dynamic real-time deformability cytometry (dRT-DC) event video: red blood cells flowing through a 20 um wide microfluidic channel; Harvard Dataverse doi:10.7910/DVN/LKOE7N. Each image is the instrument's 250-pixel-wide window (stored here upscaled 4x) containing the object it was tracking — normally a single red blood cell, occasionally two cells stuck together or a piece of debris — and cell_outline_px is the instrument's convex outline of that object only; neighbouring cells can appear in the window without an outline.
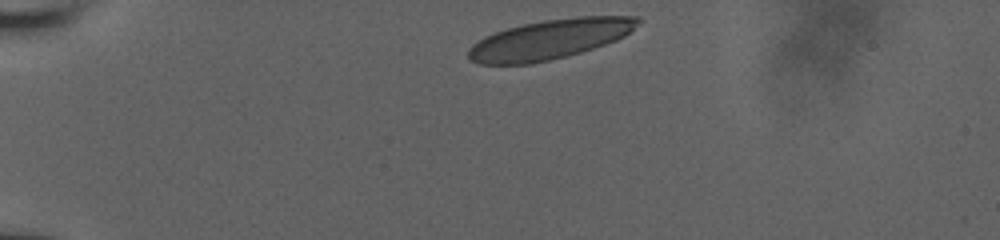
{"species": "human", "species_latin": "Homo sapiens", "temperature_condition": "room temperature", "stored_images_in_passage": 40, "camera_frame_rate_fps": 3000, "um_per_image_px": 0.085, "donor": {"sex": "male"}, "frame": {"image": 1, "passage_image": 1, "time_ms": 0.0, "image_size_px": [1000, 240], "cell_outline_px": [[644, 20], [624, 36], [616, 40], [580, 52], [532, 64], [480, 64], [468, 60], [468, 48], [472, 44], [484, 36], [508, 28], [524, 24], [544, 20], [580, 16], [640, 16]], "centroid_in_image_um": [46.73, 3.33], "position_along_channel_um": 38.3, "area_um2": 39.07}}
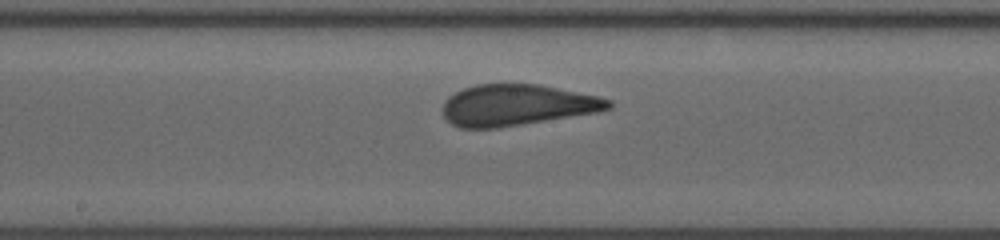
{"frame": {"image": 2, "passage_image": 24, "time_ms": 6.0, "image_size_px": [1000, 240], "cell_outline_px": [[612, 108], [600, 112], [496, 128], [460, 128], [452, 124], [444, 116], [444, 100], [448, 96], [464, 88], [476, 84], [540, 84], [596, 96], [612, 100]], "centroid_in_image_um": [43.95, 8.93], "position_along_channel_um": 204.2, "area_um2": 39.71}}
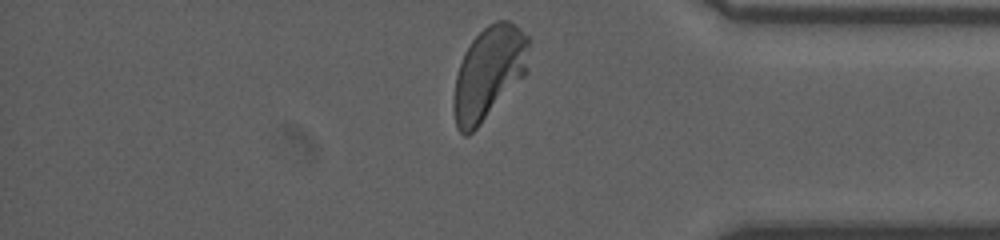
{"frame": {"image": 3, "passage_image": 40, "time_ms": 11.333, "image_size_px": [1000, 240], "cell_outline_px": [[528, 72], [480, 124], [468, 136], [464, 136], [456, 128], [452, 108], [452, 100], [456, 76], [464, 52], [472, 40], [488, 24], [496, 20], [508, 20], [516, 24], [528, 36]], "centroid_in_image_um": [41.53, 6.2], "position_along_channel_um": 393.7, "area_um2": 40.75}, "authors_computed_cell_mechanics": {"area_um2": 39.8242, "velocity_mm_per_s": 3.8288, "shape_relaxation_time_tau1_ms": 4.112, "shape_relaxation_time_tau2_ms": null, "deformation_change_tau1": 0.1438, "deformation_change_tau2": null}}